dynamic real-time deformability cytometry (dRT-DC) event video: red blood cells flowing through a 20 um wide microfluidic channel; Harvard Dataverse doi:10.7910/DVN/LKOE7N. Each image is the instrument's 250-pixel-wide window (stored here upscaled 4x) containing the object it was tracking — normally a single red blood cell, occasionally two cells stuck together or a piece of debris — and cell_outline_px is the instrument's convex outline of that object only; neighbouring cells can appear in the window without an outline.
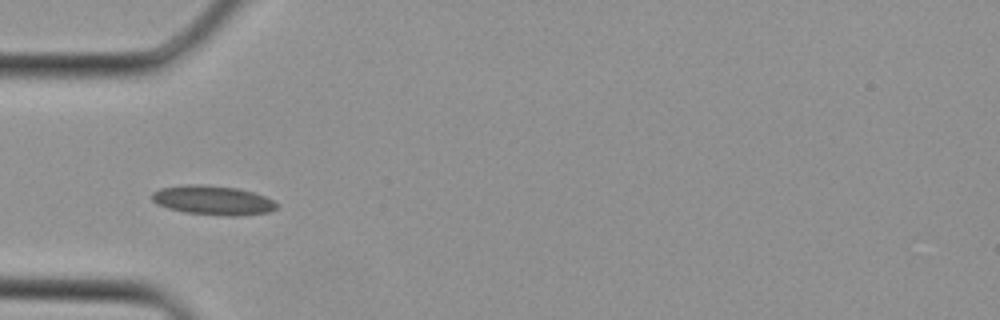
{"species": "Egyptian fruit bat (a non-hibernating species)", "species_latin": "Rousettus aegyptiacus", "temperature_condition": "cold", "stored_images_in_passage": 25, "camera_frame_rate_fps": 3000, "um_per_image_px": 0.085, "animal": {"sex": "female"}, "frame": {"image": 1, "passage_image": 1, "time_ms": 0.0, "image_size_px": [1000, 320], "cell_outline_px": [[276, 208], [268, 212], [240, 216], [228, 216], [184, 212], [168, 208], [156, 204], [152, 200], [152, 192], [160, 188], [184, 184], [200, 184], [236, 188], [252, 192], [264, 196], [272, 200], [276, 204]], "centroid_in_image_um": [18.05, 17.02], "position_along_channel_um": 67.0, "area_um2": 21.21}}
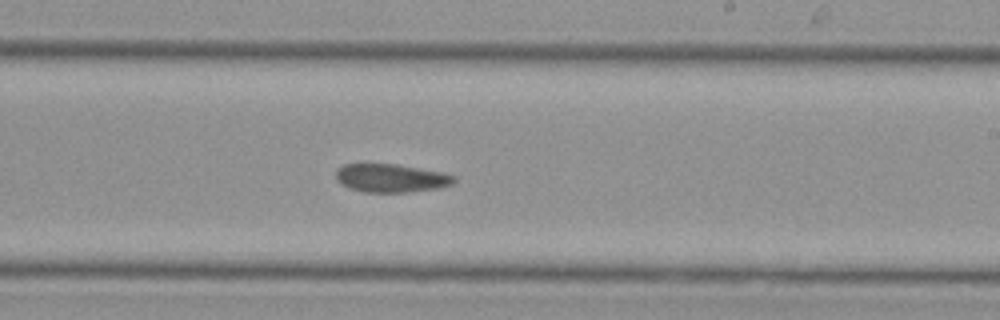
{"frame": {"image": 2, "passage_image": 11, "time_ms": 3.333, "image_size_px": [1000, 320], "cell_outline_px": [[456, 180], [452, 184], [440, 188], [408, 192], [364, 192], [340, 184], [336, 180], [336, 168], [344, 164], [396, 164], [440, 172], [456, 176]], "centroid_in_image_um": [33.22, 15.14], "position_along_channel_um": 255.8, "area_um2": 19.48}}
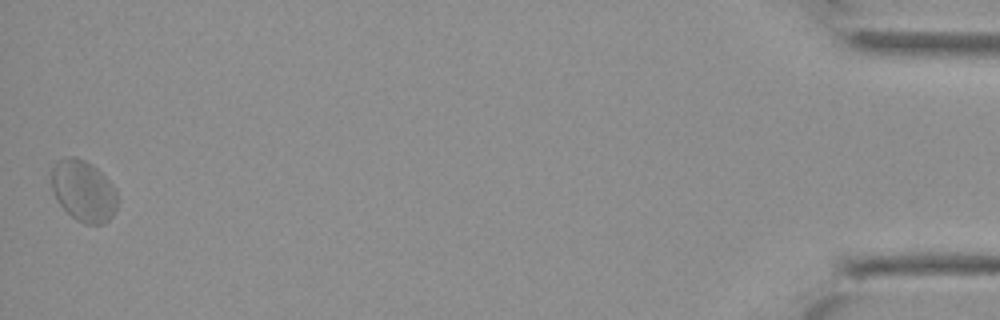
{"frame": {"image": 3, "passage_image": 25, "time_ms": 8.0, "image_size_px": [1000, 320], "cell_outline_px": [[116, 208], [112, 216], [104, 224], [84, 224], [76, 220], [56, 200], [52, 192], [52, 168], [56, 160], [68, 156], [76, 156], [92, 164], [116, 188]], "centroid_in_image_um": [7.08, 16.21], "position_along_channel_um": 428.1, "area_um2": 23.58}}